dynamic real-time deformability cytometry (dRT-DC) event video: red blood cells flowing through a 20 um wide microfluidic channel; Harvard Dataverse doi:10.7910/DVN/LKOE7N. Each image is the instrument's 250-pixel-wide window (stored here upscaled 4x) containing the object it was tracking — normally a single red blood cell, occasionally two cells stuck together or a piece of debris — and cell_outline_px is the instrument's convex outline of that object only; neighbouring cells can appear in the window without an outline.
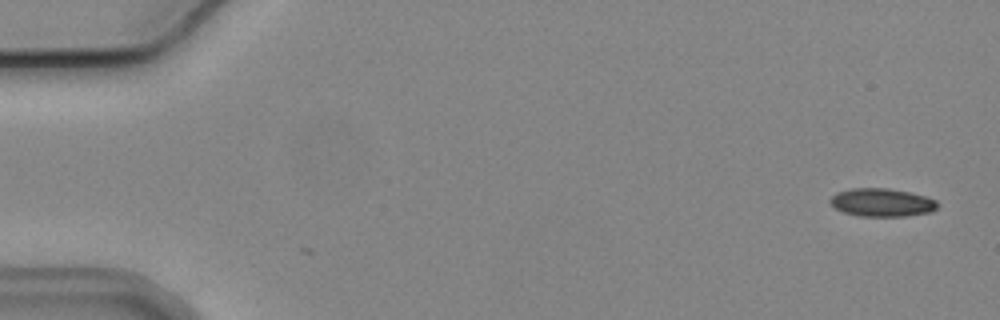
{"species": "common noctule bat (a hibernating species)", "species_latin": "Nyctalus noctula", "temperature_condition": "cold", "stored_images_in_passage": 3, "camera_frame_rate_fps": 3000, "um_per_image_px": 0.085, "animal": {"sex": "male", "body_mass_g": 19.2, "forearm_length_mm": 51.8}, "frame": {"image": 1, "passage_image": 3, "time_ms": 0.667, "image_size_px": [1000, 320], "cell_outline_px": [[936, 208], [932, 212], [904, 216], [860, 216], [844, 212], [836, 208], [828, 200], [836, 192], [852, 188], [888, 188], [908, 192], [924, 196], [936, 200]], "centroid_in_image_um": [74.94, 17.21], "position_along_channel_um": 10.1, "area_um2": 17.46}}